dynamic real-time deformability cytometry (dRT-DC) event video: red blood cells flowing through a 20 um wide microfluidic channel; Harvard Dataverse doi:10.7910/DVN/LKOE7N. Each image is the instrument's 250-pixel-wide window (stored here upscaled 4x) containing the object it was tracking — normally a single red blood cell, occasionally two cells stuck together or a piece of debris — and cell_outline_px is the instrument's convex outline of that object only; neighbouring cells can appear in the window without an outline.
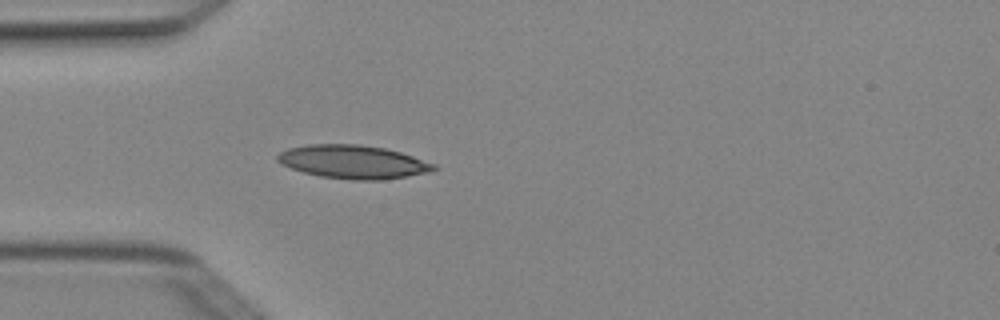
{"species": "Egyptian fruit bat (a non-hibernating species)", "species_latin": "Rousettus aegyptiacus", "temperature_condition": "cold", "stored_images_in_passage": 3, "camera_frame_rate_fps": 3000, "um_per_image_px": 0.085, "animal": {"sex": "female"}, "frame": {"image": 1, "passage_image": 3, "time_ms": 0.667, "image_size_px": [1000, 320], "cell_outline_px": [[440, 168], [428, 172], [384, 180], [352, 180], [320, 176], [304, 172], [292, 168], [276, 160], [276, 156], [280, 152], [288, 148], [308, 144], [360, 144], [384, 148], [400, 152], [436, 164]], "centroid_in_image_um": [30.03, 13.75], "position_along_channel_um": 55.0, "area_um2": 30.4}}